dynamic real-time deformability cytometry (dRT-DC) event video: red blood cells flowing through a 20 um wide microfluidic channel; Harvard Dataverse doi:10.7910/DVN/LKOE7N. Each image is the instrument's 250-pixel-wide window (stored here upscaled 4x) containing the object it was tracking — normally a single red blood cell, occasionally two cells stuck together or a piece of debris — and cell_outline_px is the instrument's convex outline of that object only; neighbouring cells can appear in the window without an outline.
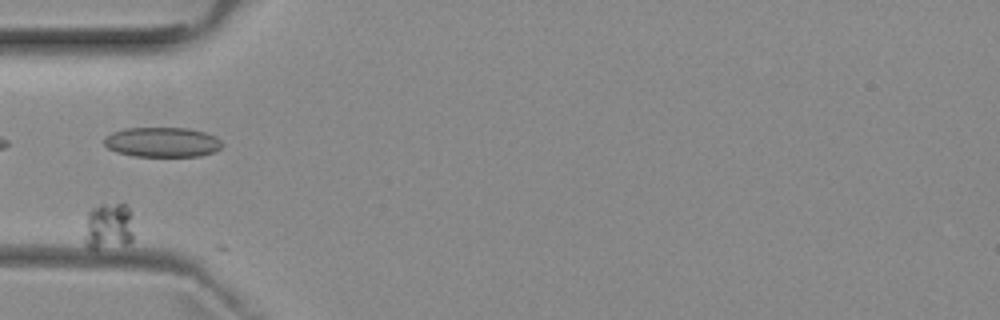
{"species": "common noctule bat (a hibernating species)", "species_latin": "Nyctalus noctula", "temperature_condition": "room temperature", "stored_images_in_passage": 8, "camera_frame_rate_fps": 3000, "um_per_image_px": 0.085, "animal": {"sex": "female", "body_mass_g": 29.2, "forearm_length_mm": 56.3}, "frame": {"image": 1, "passage_image": 2, "time_ms": 1.333, "image_size_px": [1000, 320], "cell_outline_px": [[132, 240], [128, 244], [96, 252], [88, 248], [84, 240], [88, 212], [92, 208], [100, 204], [124, 204], [128, 208], [132, 232]], "centroid_in_image_um": [9.18, 19.31], "position_along_channel_um": 75.8, "area_um2": 13.64}}
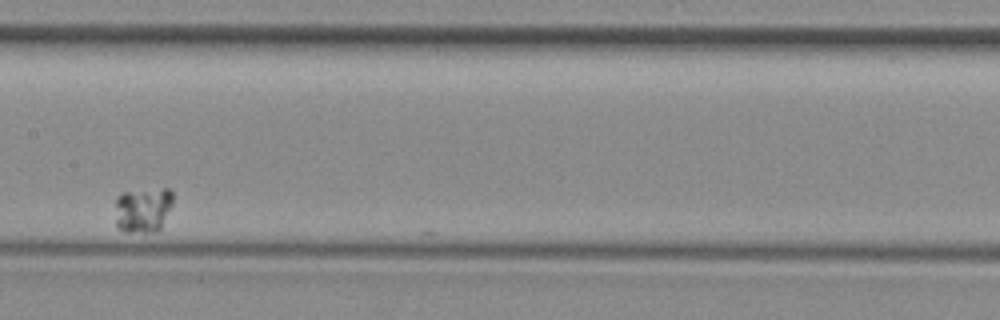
{"frame": {"image": 2, "passage_image": 5, "time_ms": 5.667, "image_size_px": [1000, 320], "cell_outline_px": [[172, 204], [160, 228], [156, 232], [120, 232], [116, 228], [116, 196], [124, 192], [164, 188], [168, 188], [172, 192]], "centroid_in_image_um": [12.12, 17.85], "position_along_channel_um": 195.3, "area_um2": 15.32}}
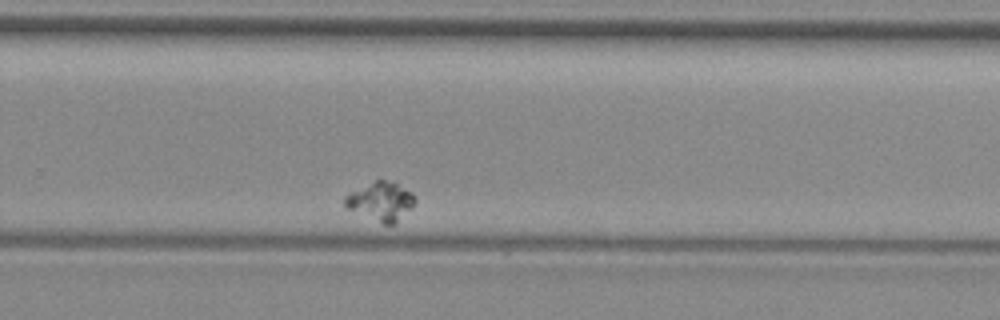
{"frame": {"image": 3, "passage_image": 8, "time_ms": 9.0, "image_size_px": [1000, 320], "cell_outline_px": [[416, 200], [412, 208], [396, 224], [384, 224], [344, 208], [344, 196], [348, 192], [376, 180], [384, 180], [396, 184], [412, 192]], "centroid_in_image_um": [32.34, 17.13], "position_along_channel_um": 297.5, "area_um2": 15.9}}